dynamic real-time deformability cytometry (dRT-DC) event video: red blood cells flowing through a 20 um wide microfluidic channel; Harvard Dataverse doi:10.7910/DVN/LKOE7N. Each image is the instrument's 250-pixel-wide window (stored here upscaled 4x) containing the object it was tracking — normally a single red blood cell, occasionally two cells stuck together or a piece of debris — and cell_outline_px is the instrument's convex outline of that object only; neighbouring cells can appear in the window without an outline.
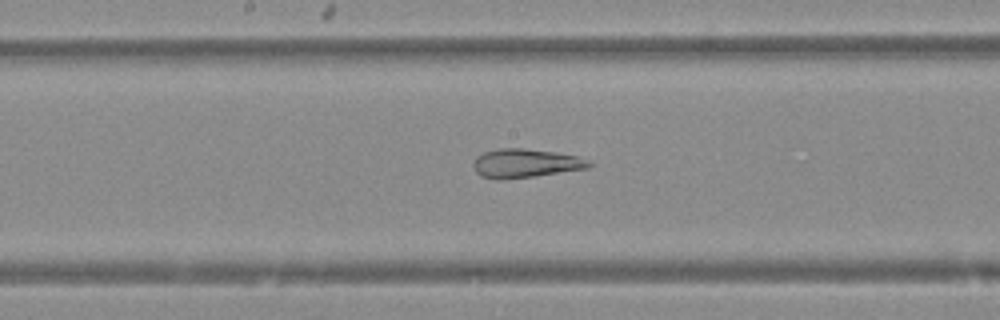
{"species": "Egyptian fruit bat (a non-hibernating species)", "species_latin": "Rousettus aegyptiacus", "temperature_condition": "warm", "stored_images_in_passage": 49, "camera_frame_rate_fps": 3000, "um_per_image_px": 0.085, "animal": {"sex": "female"}, "frame": {"image": 1, "passage_image": 26, "time_ms": 8.333, "image_size_px": [1000, 320], "cell_outline_px": [[592, 164], [588, 168], [536, 176], [504, 180], [496, 180], [480, 176], [476, 172], [472, 164], [476, 156], [484, 152], [500, 148], [524, 148], [556, 152], [576, 156], [592, 160]], "centroid_in_image_um": [44.65, 13.89], "position_along_channel_um": 203.6, "area_um2": 19.71}}
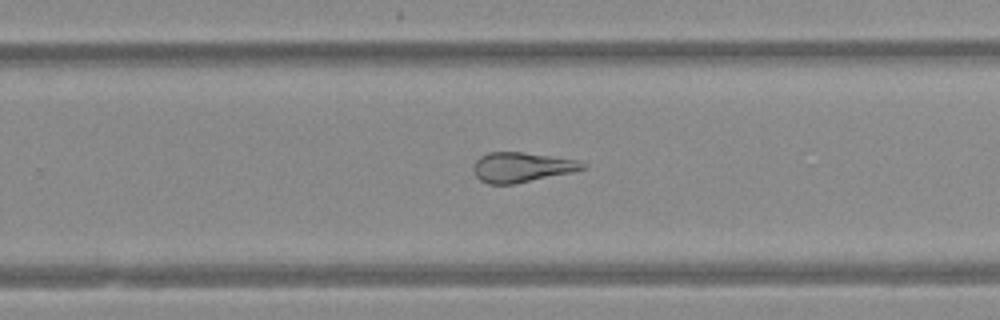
{"frame": {"image": 2, "passage_image": 32, "time_ms": 10.333, "image_size_px": [1000, 320], "cell_outline_px": [[588, 164], [584, 168], [572, 172], [516, 184], [488, 184], [480, 180], [476, 176], [476, 160], [480, 156], [488, 152], [520, 152], [576, 160]], "centroid_in_image_um": [44.35, 14.22], "position_along_channel_um": 285.4, "area_um2": 18.67}}
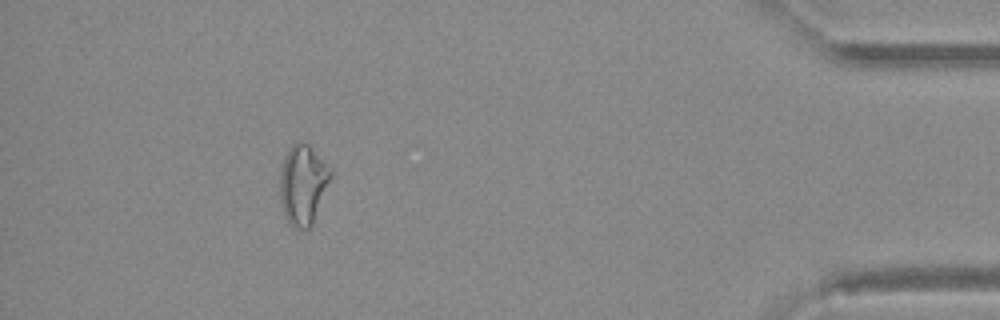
{"frame": {"image": 3, "passage_image": 45, "time_ms": 14.667, "image_size_px": [1000, 320], "cell_outline_px": [[332, 172], [312, 224], [308, 228], [292, 228], [284, 216], [280, 200], [280, 172], [284, 156], [292, 144], [300, 140], [304, 140], [308, 144]], "centroid_in_image_um": [25.7, 15.68], "position_along_channel_um": 409.5, "area_um2": 23.18}}